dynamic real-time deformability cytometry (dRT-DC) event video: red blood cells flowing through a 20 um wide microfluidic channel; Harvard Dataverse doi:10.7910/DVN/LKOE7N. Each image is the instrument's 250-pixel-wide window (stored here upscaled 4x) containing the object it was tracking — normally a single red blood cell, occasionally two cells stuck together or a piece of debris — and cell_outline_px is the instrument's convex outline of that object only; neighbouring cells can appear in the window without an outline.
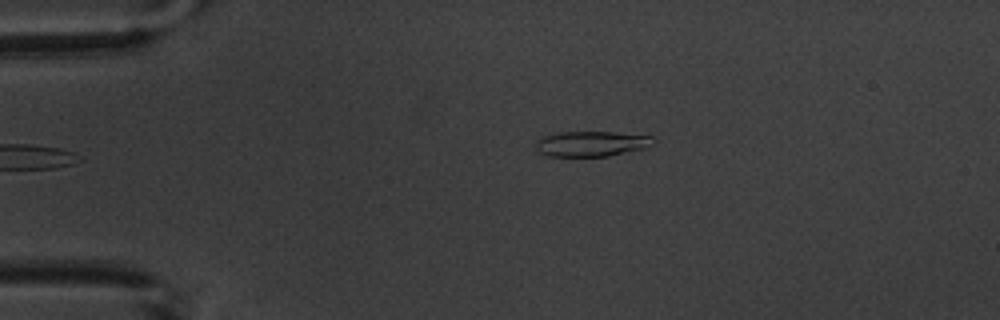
{"species": "common noctule bat (a hibernating species)", "species_latin": "Nyctalus noctula", "temperature_condition": "warm", "stored_images_in_passage": 2, "camera_frame_rate_fps": 3000, "um_per_image_px": 0.085, "animal": {"sex": "male", "body_mass_g": 20.1, "forearm_length_mm": 53.5}, "frame": {"image": 1, "passage_image": 2, "time_ms": 1.0, "image_size_px": [1000, 320], "cell_outline_px": [[656, 140], [652, 144], [644, 148], [608, 156], [548, 156], [540, 152], [536, 148], [536, 140], [544, 136], [560, 132], [612, 132], [652, 136]], "centroid_in_image_um": [50.27, 12.21], "position_along_channel_um": 34.7, "area_um2": 17.17}}